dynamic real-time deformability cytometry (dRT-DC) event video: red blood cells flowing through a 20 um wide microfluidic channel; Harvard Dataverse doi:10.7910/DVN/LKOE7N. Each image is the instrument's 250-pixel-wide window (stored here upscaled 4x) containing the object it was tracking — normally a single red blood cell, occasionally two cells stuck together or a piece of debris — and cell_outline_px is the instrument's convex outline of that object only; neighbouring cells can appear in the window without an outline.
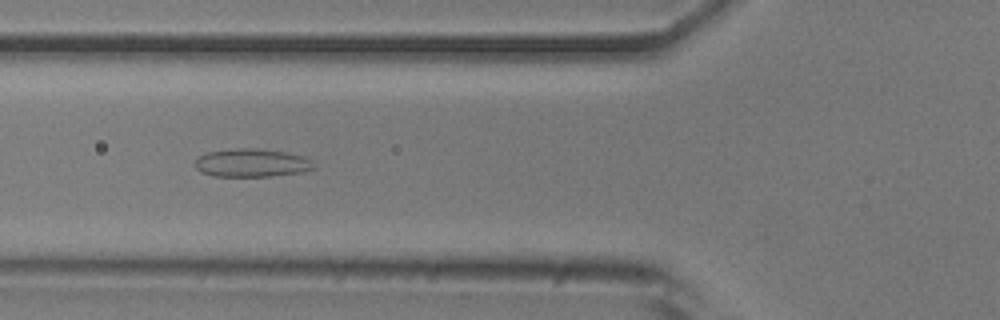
{"species": "common noctule bat (a hibernating species)", "species_latin": "Nyctalus noctula", "temperature_condition": "room temperature", "stored_images_in_passage": 41, "camera_frame_rate_fps": 3000, "um_per_image_px": 0.085, "animal": {"sex": "male", "body_mass_g": 20.5, "forearm_length_mm": 52.5}, "frame": {"image": 1, "passage_image": 6, "time_ms": 1.667, "image_size_px": [1000, 320], "cell_outline_px": [[316, 168], [300, 172], [272, 176], [212, 176], [200, 172], [196, 168], [196, 160], [200, 156], [208, 152], [240, 148], [256, 148], [284, 152], [308, 156], [316, 164]], "centroid_in_image_um": [21.46, 13.85], "position_along_channel_um": 104.3, "area_um2": 19.59}}
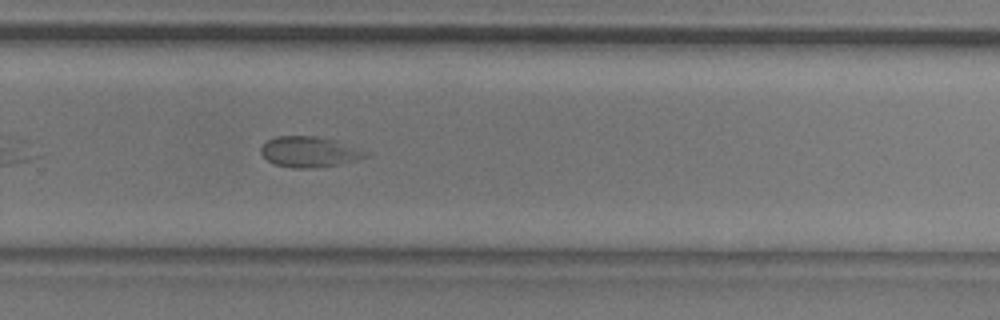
{"frame": {"image": 2, "passage_image": 22, "time_ms": 7.0, "image_size_px": [1000, 320], "cell_outline_px": [[368, 156], [356, 160], [340, 164], [312, 168], [292, 168], [276, 164], [268, 160], [260, 152], [260, 148], [268, 140], [276, 136], [320, 136], [336, 140]], "centroid_in_image_um": [26.19, 12.9], "position_along_channel_um": 303.6, "area_um2": 18.15}}
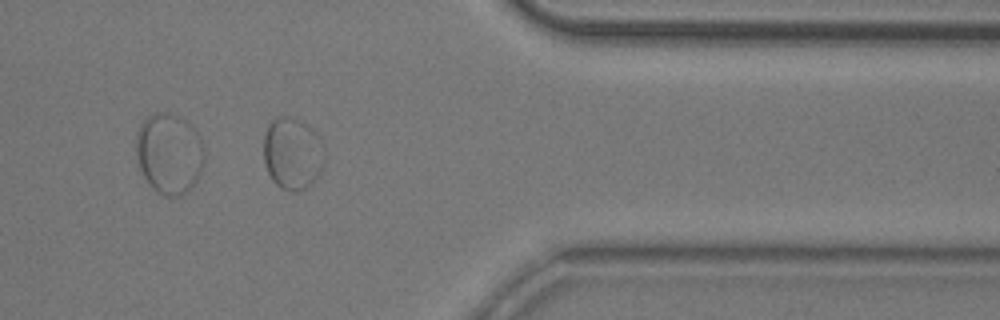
{"frame": {"image": 3, "passage_image": 30, "time_ms": 9.667, "image_size_px": [1000, 320], "cell_outline_px": [[324, 168], [304, 188], [280, 188], [272, 180], [268, 172], [264, 160], [264, 132], [268, 124], [276, 116], [288, 116], [300, 120], [308, 124], [320, 136], [324, 144]], "centroid_in_image_um": [24.87, 12.96], "position_along_channel_um": 386.5, "area_um2": 25.55}}